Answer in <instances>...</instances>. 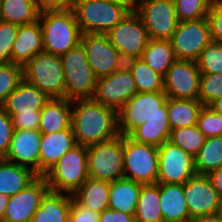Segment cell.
<instances>
[{
  "label": "cell",
  "mask_w": 222,
  "mask_h": 222,
  "mask_svg": "<svg viewBox=\"0 0 222 222\" xmlns=\"http://www.w3.org/2000/svg\"><path fill=\"white\" fill-rule=\"evenodd\" d=\"M71 127L83 146L109 141L119 135L117 112L93 98L72 100Z\"/></svg>",
  "instance_id": "obj_1"
},
{
  "label": "cell",
  "mask_w": 222,
  "mask_h": 222,
  "mask_svg": "<svg viewBox=\"0 0 222 222\" xmlns=\"http://www.w3.org/2000/svg\"><path fill=\"white\" fill-rule=\"evenodd\" d=\"M44 52L62 56L80 44L81 31L73 9L41 12Z\"/></svg>",
  "instance_id": "obj_2"
},
{
  "label": "cell",
  "mask_w": 222,
  "mask_h": 222,
  "mask_svg": "<svg viewBox=\"0 0 222 222\" xmlns=\"http://www.w3.org/2000/svg\"><path fill=\"white\" fill-rule=\"evenodd\" d=\"M44 177L50 191L73 194L89 177L87 146L68 150Z\"/></svg>",
  "instance_id": "obj_3"
},
{
  "label": "cell",
  "mask_w": 222,
  "mask_h": 222,
  "mask_svg": "<svg viewBox=\"0 0 222 222\" xmlns=\"http://www.w3.org/2000/svg\"><path fill=\"white\" fill-rule=\"evenodd\" d=\"M72 9L82 34H106L130 13L126 6L105 0H75Z\"/></svg>",
  "instance_id": "obj_4"
},
{
  "label": "cell",
  "mask_w": 222,
  "mask_h": 222,
  "mask_svg": "<svg viewBox=\"0 0 222 222\" xmlns=\"http://www.w3.org/2000/svg\"><path fill=\"white\" fill-rule=\"evenodd\" d=\"M165 93H136L117 111V128L121 135L129 136L150 118L169 117Z\"/></svg>",
  "instance_id": "obj_5"
},
{
  "label": "cell",
  "mask_w": 222,
  "mask_h": 222,
  "mask_svg": "<svg viewBox=\"0 0 222 222\" xmlns=\"http://www.w3.org/2000/svg\"><path fill=\"white\" fill-rule=\"evenodd\" d=\"M23 79L50 99L65 98V75L61 57L38 53L23 66Z\"/></svg>",
  "instance_id": "obj_6"
},
{
  "label": "cell",
  "mask_w": 222,
  "mask_h": 222,
  "mask_svg": "<svg viewBox=\"0 0 222 222\" xmlns=\"http://www.w3.org/2000/svg\"><path fill=\"white\" fill-rule=\"evenodd\" d=\"M65 75V98H93L97 77L92 72L84 47L78 44L61 56Z\"/></svg>",
  "instance_id": "obj_7"
},
{
  "label": "cell",
  "mask_w": 222,
  "mask_h": 222,
  "mask_svg": "<svg viewBox=\"0 0 222 222\" xmlns=\"http://www.w3.org/2000/svg\"><path fill=\"white\" fill-rule=\"evenodd\" d=\"M89 177L115 181L124 178L123 135L87 146Z\"/></svg>",
  "instance_id": "obj_8"
},
{
  "label": "cell",
  "mask_w": 222,
  "mask_h": 222,
  "mask_svg": "<svg viewBox=\"0 0 222 222\" xmlns=\"http://www.w3.org/2000/svg\"><path fill=\"white\" fill-rule=\"evenodd\" d=\"M124 178L137 183L156 184L158 147L135 142L123 135Z\"/></svg>",
  "instance_id": "obj_9"
},
{
  "label": "cell",
  "mask_w": 222,
  "mask_h": 222,
  "mask_svg": "<svg viewBox=\"0 0 222 222\" xmlns=\"http://www.w3.org/2000/svg\"><path fill=\"white\" fill-rule=\"evenodd\" d=\"M135 12L142 19L149 39L170 40L178 19L174 0H137Z\"/></svg>",
  "instance_id": "obj_10"
},
{
  "label": "cell",
  "mask_w": 222,
  "mask_h": 222,
  "mask_svg": "<svg viewBox=\"0 0 222 222\" xmlns=\"http://www.w3.org/2000/svg\"><path fill=\"white\" fill-rule=\"evenodd\" d=\"M170 42L176 60L196 62L200 53L212 42L207 17L178 22Z\"/></svg>",
  "instance_id": "obj_11"
},
{
  "label": "cell",
  "mask_w": 222,
  "mask_h": 222,
  "mask_svg": "<svg viewBox=\"0 0 222 222\" xmlns=\"http://www.w3.org/2000/svg\"><path fill=\"white\" fill-rule=\"evenodd\" d=\"M109 42L119 51L122 58H141L149 41L148 32L140 16L135 11L130 13L114 28L106 33Z\"/></svg>",
  "instance_id": "obj_12"
},
{
  "label": "cell",
  "mask_w": 222,
  "mask_h": 222,
  "mask_svg": "<svg viewBox=\"0 0 222 222\" xmlns=\"http://www.w3.org/2000/svg\"><path fill=\"white\" fill-rule=\"evenodd\" d=\"M80 43L85 49L92 72L97 78L111 75L125 65V60L109 42L106 34H81Z\"/></svg>",
  "instance_id": "obj_13"
},
{
  "label": "cell",
  "mask_w": 222,
  "mask_h": 222,
  "mask_svg": "<svg viewBox=\"0 0 222 222\" xmlns=\"http://www.w3.org/2000/svg\"><path fill=\"white\" fill-rule=\"evenodd\" d=\"M196 174L194 157L166 141L158 147L157 183L184 184Z\"/></svg>",
  "instance_id": "obj_14"
},
{
  "label": "cell",
  "mask_w": 222,
  "mask_h": 222,
  "mask_svg": "<svg viewBox=\"0 0 222 222\" xmlns=\"http://www.w3.org/2000/svg\"><path fill=\"white\" fill-rule=\"evenodd\" d=\"M136 93L134 78L124 65L111 75L97 78L93 99L117 112Z\"/></svg>",
  "instance_id": "obj_15"
},
{
  "label": "cell",
  "mask_w": 222,
  "mask_h": 222,
  "mask_svg": "<svg viewBox=\"0 0 222 222\" xmlns=\"http://www.w3.org/2000/svg\"><path fill=\"white\" fill-rule=\"evenodd\" d=\"M184 197L191 219L222 212V198L205 174H195L184 183Z\"/></svg>",
  "instance_id": "obj_16"
},
{
  "label": "cell",
  "mask_w": 222,
  "mask_h": 222,
  "mask_svg": "<svg viewBox=\"0 0 222 222\" xmlns=\"http://www.w3.org/2000/svg\"><path fill=\"white\" fill-rule=\"evenodd\" d=\"M200 80L196 62L176 60L164 77V93L168 98L199 100Z\"/></svg>",
  "instance_id": "obj_17"
},
{
  "label": "cell",
  "mask_w": 222,
  "mask_h": 222,
  "mask_svg": "<svg viewBox=\"0 0 222 222\" xmlns=\"http://www.w3.org/2000/svg\"><path fill=\"white\" fill-rule=\"evenodd\" d=\"M50 191L44 176H38L25 189L10 196L3 222H31L42 199Z\"/></svg>",
  "instance_id": "obj_18"
},
{
  "label": "cell",
  "mask_w": 222,
  "mask_h": 222,
  "mask_svg": "<svg viewBox=\"0 0 222 222\" xmlns=\"http://www.w3.org/2000/svg\"><path fill=\"white\" fill-rule=\"evenodd\" d=\"M39 130H14L5 160L27 167L39 176Z\"/></svg>",
  "instance_id": "obj_19"
},
{
  "label": "cell",
  "mask_w": 222,
  "mask_h": 222,
  "mask_svg": "<svg viewBox=\"0 0 222 222\" xmlns=\"http://www.w3.org/2000/svg\"><path fill=\"white\" fill-rule=\"evenodd\" d=\"M49 101L46 94L23 79L1 107L11 117L18 113H40Z\"/></svg>",
  "instance_id": "obj_20"
},
{
  "label": "cell",
  "mask_w": 222,
  "mask_h": 222,
  "mask_svg": "<svg viewBox=\"0 0 222 222\" xmlns=\"http://www.w3.org/2000/svg\"><path fill=\"white\" fill-rule=\"evenodd\" d=\"M77 145L72 127L42 134L40 142L39 176L44 174L70 149Z\"/></svg>",
  "instance_id": "obj_21"
},
{
  "label": "cell",
  "mask_w": 222,
  "mask_h": 222,
  "mask_svg": "<svg viewBox=\"0 0 222 222\" xmlns=\"http://www.w3.org/2000/svg\"><path fill=\"white\" fill-rule=\"evenodd\" d=\"M43 51V31L39 20L32 24L19 25L12 47V63L24 66Z\"/></svg>",
  "instance_id": "obj_22"
},
{
  "label": "cell",
  "mask_w": 222,
  "mask_h": 222,
  "mask_svg": "<svg viewBox=\"0 0 222 222\" xmlns=\"http://www.w3.org/2000/svg\"><path fill=\"white\" fill-rule=\"evenodd\" d=\"M160 186V210L163 222H190L184 184L157 183Z\"/></svg>",
  "instance_id": "obj_23"
},
{
  "label": "cell",
  "mask_w": 222,
  "mask_h": 222,
  "mask_svg": "<svg viewBox=\"0 0 222 222\" xmlns=\"http://www.w3.org/2000/svg\"><path fill=\"white\" fill-rule=\"evenodd\" d=\"M72 100L50 99L40 112L39 131L50 134L71 126Z\"/></svg>",
  "instance_id": "obj_24"
},
{
  "label": "cell",
  "mask_w": 222,
  "mask_h": 222,
  "mask_svg": "<svg viewBox=\"0 0 222 222\" xmlns=\"http://www.w3.org/2000/svg\"><path fill=\"white\" fill-rule=\"evenodd\" d=\"M110 183V181L88 177L72 197L79 205L100 214L109 207Z\"/></svg>",
  "instance_id": "obj_25"
},
{
  "label": "cell",
  "mask_w": 222,
  "mask_h": 222,
  "mask_svg": "<svg viewBox=\"0 0 222 222\" xmlns=\"http://www.w3.org/2000/svg\"><path fill=\"white\" fill-rule=\"evenodd\" d=\"M72 194L49 191L31 222H69Z\"/></svg>",
  "instance_id": "obj_26"
},
{
  "label": "cell",
  "mask_w": 222,
  "mask_h": 222,
  "mask_svg": "<svg viewBox=\"0 0 222 222\" xmlns=\"http://www.w3.org/2000/svg\"><path fill=\"white\" fill-rule=\"evenodd\" d=\"M142 185L126 178L112 181L108 208L135 215Z\"/></svg>",
  "instance_id": "obj_27"
},
{
  "label": "cell",
  "mask_w": 222,
  "mask_h": 222,
  "mask_svg": "<svg viewBox=\"0 0 222 222\" xmlns=\"http://www.w3.org/2000/svg\"><path fill=\"white\" fill-rule=\"evenodd\" d=\"M38 175L31 169L19 164L0 160V193L13 196L25 189Z\"/></svg>",
  "instance_id": "obj_28"
},
{
  "label": "cell",
  "mask_w": 222,
  "mask_h": 222,
  "mask_svg": "<svg viewBox=\"0 0 222 222\" xmlns=\"http://www.w3.org/2000/svg\"><path fill=\"white\" fill-rule=\"evenodd\" d=\"M204 105L197 99H167V110L171 130L197 125Z\"/></svg>",
  "instance_id": "obj_29"
},
{
  "label": "cell",
  "mask_w": 222,
  "mask_h": 222,
  "mask_svg": "<svg viewBox=\"0 0 222 222\" xmlns=\"http://www.w3.org/2000/svg\"><path fill=\"white\" fill-rule=\"evenodd\" d=\"M140 59L163 77L176 61L170 40L153 39H149Z\"/></svg>",
  "instance_id": "obj_30"
},
{
  "label": "cell",
  "mask_w": 222,
  "mask_h": 222,
  "mask_svg": "<svg viewBox=\"0 0 222 222\" xmlns=\"http://www.w3.org/2000/svg\"><path fill=\"white\" fill-rule=\"evenodd\" d=\"M159 198V184L142 185L135 212V222H163Z\"/></svg>",
  "instance_id": "obj_31"
},
{
  "label": "cell",
  "mask_w": 222,
  "mask_h": 222,
  "mask_svg": "<svg viewBox=\"0 0 222 222\" xmlns=\"http://www.w3.org/2000/svg\"><path fill=\"white\" fill-rule=\"evenodd\" d=\"M170 132L169 117H154L136 128L129 137L138 143L160 147L169 140Z\"/></svg>",
  "instance_id": "obj_32"
},
{
  "label": "cell",
  "mask_w": 222,
  "mask_h": 222,
  "mask_svg": "<svg viewBox=\"0 0 222 222\" xmlns=\"http://www.w3.org/2000/svg\"><path fill=\"white\" fill-rule=\"evenodd\" d=\"M131 72L138 93H164V77L156 73L140 58L125 61Z\"/></svg>",
  "instance_id": "obj_33"
},
{
  "label": "cell",
  "mask_w": 222,
  "mask_h": 222,
  "mask_svg": "<svg viewBox=\"0 0 222 222\" xmlns=\"http://www.w3.org/2000/svg\"><path fill=\"white\" fill-rule=\"evenodd\" d=\"M4 22L27 25L39 20L35 0H0Z\"/></svg>",
  "instance_id": "obj_34"
},
{
  "label": "cell",
  "mask_w": 222,
  "mask_h": 222,
  "mask_svg": "<svg viewBox=\"0 0 222 222\" xmlns=\"http://www.w3.org/2000/svg\"><path fill=\"white\" fill-rule=\"evenodd\" d=\"M222 166V136L208 137L194 156L196 174L207 175Z\"/></svg>",
  "instance_id": "obj_35"
},
{
  "label": "cell",
  "mask_w": 222,
  "mask_h": 222,
  "mask_svg": "<svg viewBox=\"0 0 222 222\" xmlns=\"http://www.w3.org/2000/svg\"><path fill=\"white\" fill-rule=\"evenodd\" d=\"M205 139V135L195 125L171 130L168 141L194 157L204 145Z\"/></svg>",
  "instance_id": "obj_36"
},
{
  "label": "cell",
  "mask_w": 222,
  "mask_h": 222,
  "mask_svg": "<svg viewBox=\"0 0 222 222\" xmlns=\"http://www.w3.org/2000/svg\"><path fill=\"white\" fill-rule=\"evenodd\" d=\"M212 0H174L179 22L206 18Z\"/></svg>",
  "instance_id": "obj_37"
},
{
  "label": "cell",
  "mask_w": 222,
  "mask_h": 222,
  "mask_svg": "<svg viewBox=\"0 0 222 222\" xmlns=\"http://www.w3.org/2000/svg\"><path fill=\"white\" fill-rule=\"evenodd\" d=\"M23 80V66L14 63L0 64V107Z\"/></svg>",
  "instance_id": "obj_38"
},
{
  "label": "cell",
  "mask_w": 222,
  "mask_h": 222,
  "mask_svg": "<svg viewBox=\"0 0 222 222\" xmlns=\"http://www.w3.org/2000/svg\"><path fill=\"white\" fill-rule=\"evenodd\" d=\"M201 74L222 73V43L211 42L196 60Z\"/></svg>",
  "instance_id": "obj_39"
},
{
  "label": "cell",
  "mask_w": 222,
  "mask_h": 222,
  "mask_svg": "<svg viewBox=\"0 0 222 222\" xmlns=\"http://www.w3.org/2000/svg\"><path fill=\"white\" fill-rule=\"evenodd\" d=\"M222 97V73L201 74L199 101L208 106Z\"/></svg>",
  "instance_id": "obj_40"
},
{
  "label": "cell",
  "mask_w": 222,
  "mask_h": 222,
  "mask_svg": "<svg viewBox=\"0 0 222 222\" xmlns=\"http://www.w3.org/2000/svg\"><path fill=\"white\" fill-rule=\"evenodd\" d=\"M197 127L206 138L222 136V115L204 105L198 117Z\"/></svg>",
  "instance_id": "obj_41"
},
{
  "label": "cell",
  "mask_w": 222,
  "mask_h": 222,
  "mask_svg": "<svg viewBox=\"0 0 222 222\" xmlns=\"http://www.w3.org/2000/svg\"><path fill=\"white\" fill-rule=\"evenodd\" d=\"M19 25L9 22L0 24V64L12 63V47Z\"/></svg>",
  "instance_id": "obj_42"
},
{
  "label": "cell",
  "mask_w": 222,
  "mask_h": 222,
  "mask_svg": "<svg viewBox=\"0 0 222 222\" xmlns=\"http://www.w3.org/2000/svg\"><path fill=\"white\" fill-rule=\"evenodd\" d=\"M207 19L212 42L222 43V0L212 1Z\"/></svg>",
  "instance_id": "obj_43"
},
{
  "label": "cell",
  "mask_w": 222,
  "mask_h": 222,
  "mask_svg": "<svg viewBox=\"0 0 222 222\" xmlns=\"http://www.w3.org/2000/svg\"><path fill=\"white\" fill-rule=\"evenodd\" d=\"M13 132L12 118L0 107V160L6 158Z\"/></svg>",
  "instance_id": "obj_44"
},
{
  "label": "cell",
  "mask_w": 222,
  "mask_h": 222,
  "mask_svg": "<svg viewBox=\"0 0 222 222\" xmlns=\"http://www.w3.org/2000/svg\"><path fill=\"white\" fill-rule=\"evenodd\" d=\"M14 130H38L40 113L13 114L11 116Z\"/></svg>",
  "instance_id": "obj_45"
},
{
  "label": "cell",
  "mask_w": 222,
  "mask_h": 222,
  "mask_svg": "<svg viewBox=\"0 0 222 222\" xmlns=\"http://www.w3.org/2000/svg\"><path fill=\"white\" fill-rule=\"evenodd\" d=\"M99 213L79 205L72 197L69 222H98Z\"/></svg>",
  "instance_id": "obj_46"
},
{
  "label": "cell",
  "mask_w": 222,
  "mask_h": 222,
  "mask_svg": "<svg viewBox=\"0 0 222 222\" xmlns=\"http://www.w3.org/2000/svg\"><path fill=\"white\" fill-rule=\"evenodd\" d=\"M75 0H35L40 12L69 10L73 8Z\"/></svg>",
  "instance_id": "obj_47"
},
{
  "label": "cell",
  "mask_w": 222,
  "mask_h": 222,
  "mask_svg": "<svg viewBox=\"0 0 222 222\" xmlns=\"http://www.w3.org/2000/svg\"><path fill=\"white\" fill-rule=\"evenodd\" d=\"M98 222H135V215L107 208L99 214Z\"/></svg>",
  "instance_id": "obj_48"
},
{
  "label": "cell",
  "mask_w": 222,
  "mask_h": 222,
  "mask_svg": "<svg viewBox=\"0 0 222 222\" xmlns=\"http://www.w3.org/2000/svg\"><path fill=\"white\" fill-rule=\"evenodd\" d=\"M213 188L222 198V166L207 174Z\"/></svg>",
  "instance_id": "obj_49"
},
{
  "label": "cell",
  "mask_w": 222,
  "mask_h": 222,
  "mask_svg": "<svg viewBox=\"0 0 222 222\" xmlns=\"http://www.w3.org/2000/svg\"><path fill=\"white\" fill-rule=\"evenodd\" d=\"M190 222H222V212L193 218Z\"/></svg>",
  "instance_id": "obj_50"
},
{
  "label": "cell",
  "mask_w": 222,
  "mask_h": 222,
  "mask_svg": "<svg viewBox=\"0 0 222 222\" xmlns=\"http://www.w3.org/2000/svg\"><path fill=\"white\" fill-rule=\"evenodd\" d=\"M10 196L0 193V222H3L6 207L9 203Z\"/></svg>",
  "instance_id": "obj_51"
},
{
  "label": "cell",
  "mask_w": 222,
  "mask_h": 222,
  "mask_svg": "<svg viewBox=\"0 0 222 222\" xmlns=\"http://www.w3.org/2000/svg\"><path fill=\"white\" fill-rule=\"evenodd\" d=\"M126 6L130 11H135L137 0H105Z\"/></svg>",
  "instance_id": "obj_52"
},
{
  "label": "cell",
  "mask_w": 222,
  "mask_h": 222,
  "mask_svg": "<svg viewBox=\"0 0 222 222\" xmlns=\"http://www.w3.org/2000/svg\"><path fill=\"white\" fill-rule=\"evenodd\" d=\"M208 107L212 109L215 113L221 114L222 115V97L215 99L212 101Z\"/></svg>",
  "instance_id": "obj_53"
},
{
  "label": "cell",
  "mask_w": 222,
  "mask_h": 222,
  "mask_svg": "<svg viewBox=\"0 0 222 222\" xmlns=\"http://www.w3.org/2000/svg\"><path fill=\"white\" fill-rule=\"evenodd\" d=\"M4 22V19H3V15H2V7H1V3H0V24Z\"/></svg>",
  "instance_id": "obj_54"
}]
</instances>
